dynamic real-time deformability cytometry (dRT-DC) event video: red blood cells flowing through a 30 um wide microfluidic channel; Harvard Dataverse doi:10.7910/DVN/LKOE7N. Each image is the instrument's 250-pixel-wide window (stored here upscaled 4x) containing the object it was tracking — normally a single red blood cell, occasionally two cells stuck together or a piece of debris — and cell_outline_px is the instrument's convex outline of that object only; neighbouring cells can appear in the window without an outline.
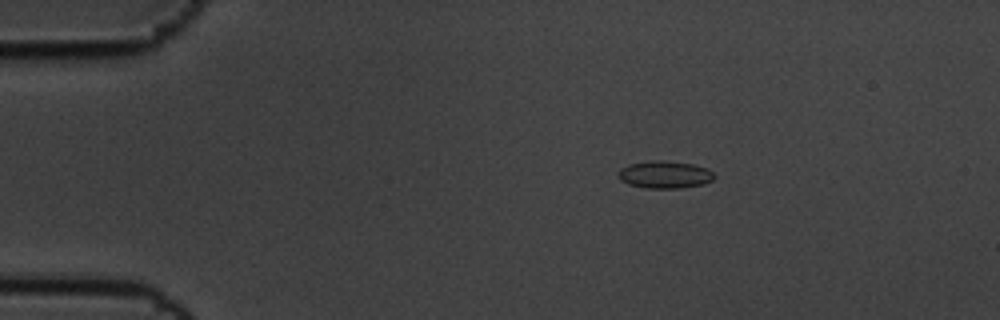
{"species": "common noctule bat (a hibernating species)", "species_latin": "Nyctalus noctula", "temperature_condition": "cold", "stored_images_in_passage": 3, "camera_frame_rate_fps": 3000, "um_per_image_px": 0.085, "animal": {"sex": "male", "body_mass_g": 19.5, "forearm_length_mm": 54.6}, "frame": {"image": 1, "passage_image": 1, "time_ms": 0.0, "image_size_px": [1000, 320], "cell_outline_px": [[716, 176], [712, 180], [704, 184], [680, 188], [644, 188], [628, 184], [620, 180], [620, 168], [628, 164], [660, 160], [692, 164], [708, 168]], "centroid_in_image_um": [56.53, 14.85], "position_along_channel_um": 28.5, "area_um2": 15.2}}